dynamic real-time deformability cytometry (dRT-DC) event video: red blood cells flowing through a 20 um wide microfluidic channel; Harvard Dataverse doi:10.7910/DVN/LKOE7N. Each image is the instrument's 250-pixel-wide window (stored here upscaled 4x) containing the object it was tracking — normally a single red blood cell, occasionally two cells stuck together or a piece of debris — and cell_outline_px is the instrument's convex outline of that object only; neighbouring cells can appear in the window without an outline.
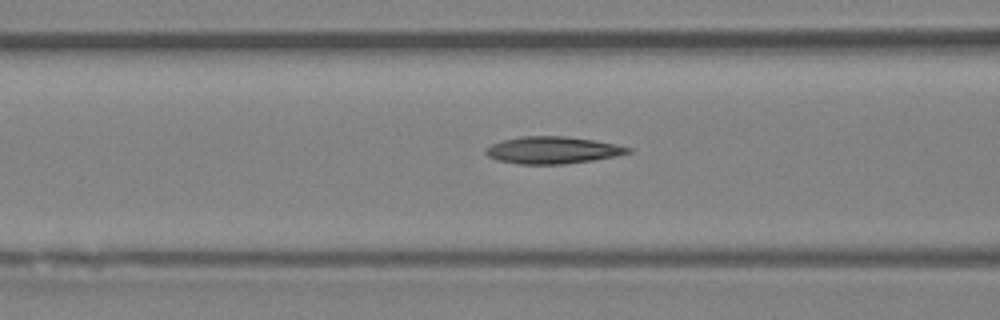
{"species": "Egyptian fruit bat (a non-hibernating species)", "species_latin": "Rousettus aegyptiacus", "temperature_condition": "room temperature", "stored_images_in_passage": 16, "camera_frame_rate_fps": 3000, "um_per_image_px": 0.085, "animal": {"sex": "female"}, "frame": {"image": 1, "passage_image": 14, "time_ms": 4.333, "image_size_px": [1000, 320], "cell_outline_px": [[632, 152], [592, 160], [564, 164], [516, 164], [496, 160], [488, 156], [484, 152], [484, 148], [492, 144], [504, 140], [520, 136], [564, 136], [592, 140], [616, 144], [632, 148]], "centroid_in_image_um": [46.92, 12.76], "position_along_channel_um": 119.7, "area_um2": 22.37}}